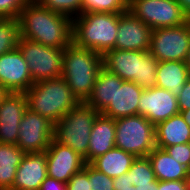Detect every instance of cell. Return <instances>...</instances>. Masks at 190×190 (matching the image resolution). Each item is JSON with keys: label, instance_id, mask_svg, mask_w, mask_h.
<instances>
[{"label": "cell", "instance_id": "cell-41", "mask_svg": "<svg viewBox=\"0 0 190 190\" xmlns=\"http://www.w3.org/2000/svg\"><path fill=\"white\" fill-rule=\"evenodd\" d=\"M185 63H186V66L188 67V70L190 73V48H189L188 55H187V58L185 60Z\"/></svg>", "mask_w": 190, "mask_h": 190}, {"label": "cell", "instance_id": "cell-18", "mask_svg": "<svg viewBox=\"0 0 190 190\" xmlns=\"http://www.w3.org/2000/svg\"><path fill=\"white\" fill-rule=\"evenodd\" d=\"M143 90L135 82L123 81L116 75L114 100L101 114L113 119L138 115V102Z\"/></svg>", "mask_w": 190, "mask_h": 190}, {"label": "cell", "instance_id": "cell-23", "mask_svg": "<svg viewBox=\"0 0 190 190\" xmlns=\"http://www.w3.org/2000/svg\"><path fill=\"white\" fill-rule=\"evenodd\" d=\"M137 157L122 149L113 147L111 150L95 158L90 164L110 178H116L129 171Z\"/></svg>", "mask_w": 190, "mask_h": 190}, {"label": "cell", "instance_id": "cell-22", "mask_svg": "<svg viewBox=\"0 0 190 190\" xmlns=\"http://www.w3.org/2000/svg\"><path fill=\"white\" fill-rule=\"evenodd\" d=\"M147 157L158 181L188 180L190 171L165 149L155 147Z\"/></svg>", "mask_w": 190, "mask_h": 190}, {"label": "cell", "instance_id": "cell-14", "mask_svg": "<svg viewBox=\"0 0 190 190\" xmlns=\"http://www.w3.org/2000/svg\"><path fill=\"white\" fill-rule=\"evenodd\" d=\"M34 84L19 48L0 55V87L6 92H26Z\"/></svg>", "mask_w": 190, "mask_h": 190}, {"label": "cell", "instance_id": "cell-21", "mask_svg": "<svg viewBox=\"0 0 190 190\" xmlns=\"http://www.w3.org/2000/svg\"><path fill=\"white\" fill-rule=\"evenodd\" d=\"M189 78L190 73L185 62H158L156 71V87L168 90L177 97Z\"/></svg>", "mask_w": 190, "mask_h": 190}, {"label": "cell", "instance_id": "cell-7", "mask_svg": "<svg viewBox=\"0 0 190 190\" xmlns=\"http://www.w3.org/2000/svg\"><path fill=\"white\" fill-rule=\"evenodd\" d=\"M115 147L136 157H147L156 147L155 125L141 115L115 119Z\"/></svg>", "mask_w": 190, "mask_h": 190}, {"label": "cell", "instance_id": "cell-12", "mask_svg": "<svg viewBox=\"0 0 190 190\" xmlns=\"http://www.w3.org/2000/svg\"><path fill=\"white\" fill-rule=\"evenodd\" d=\"M46 162L48 177L65 184L86 165L84 157L55 139L46 150Z\"/></svg>", "mask_w": 190, "mask_h": 190}, {"label": "cell", "instance_id": "cell-42", "mask_svg": "<svg viewBox=\"0 0 190 190\" xmlns=\"http://www.w3.org/2000/svg\"><path fill=\"white\" fill-rule=\"evenodd\" d=\"M5 94H6V91L0 87V101L2 100Z\"/></svg>", "mask_w": 190, "mask_h": 190}, {"label": "cell", "instance_id": "cell-10", "mask_svg": "<svg viewBox=\"0 0 190 190\" xmlns=\"http://www.w3.org/2000/svg\"><path fill=\"white\" fill-rule=\"evenodd\" d=\"M190 48V19L182 25L153 29L149 52L158 62H185Z\"/></svg>", "mask_w": 190, "mask_h": 190}, {"label": "cell", "instance_id": "cell-8", "mask_svg": "<svg viewBox=\"0 0 190 190\" xmlns=\"http://www.w3.org/2000/svg\"><path fill=\"white\" fill-rule=\"evenodd\" d=\"M18 48L28 64L33 83L61 77L64 48L48 47L21 37Z\"/></svg>", "mask_w": 190, "mask_h": 190}, {"label": "cell", "instance_id": "cell-9", "mask_svg": "<svg viewBox=\"0 0 190 190\" xmlns=\"http://www.w3.org/2000/svg\"><path fill=\"white\" fill-rule=\"evenodd\" d=\"M128 10L152 29L175 27L189 20L176 0H129Z\"/></svg>", "mask_w": 190, "mask_h": 190}, {"label": "cell", "instance_id": "cell-40", "mask_svg": "<svg viewBox=\"0 0 190 190\" xmlns=\"http://www.w3.org/2000/svg\"><path fill=\"white\" fill-rule=\"evenodd\" d=\"M190 127V109L179 112Z\"/></svg>", "mask_w": 190, "mask_h": 190}, {"label": "cell", "instance_id": "cell-38", "mask_svg": "<svg viewBox=\"0 0 190 190\" xmlns=\"http://www.w3.org/2000/svg\"><path fill=\"white\" fill-rule=\"evenodd\" d=\"M158 188V180L154 182H149V184L138 185L134 187V190H157Z\"/></svg>", "mask_w": 190, "mask_h": 190}, {"label": "cell", "instance_id": "cell-25", "mask_svg": "<svg viewBox=\"0 0 190 190\" xmlns=\"http://www.w3.org/2000/svg\"><path fill=\"white\" fill-rule=\"evenodd\" d=\"M25 153L14 144L0 143V190H10Z\"/></svg>", "mask_w": 190, "mask_h": 190}, {"label": "cell", "instance_id": "cell-20", "mask_svg": "<svg viewBox=\"0 0 190 190\" xmlns=\"http://www.w3.org/2000/svg\"><path fill=\"white\" fill-rule=\"evenodd\" d=\"M155 142L161 149L190 143V127L180 113L155 125Z\"/></svg>", "mask_w": 190, "mask_h": 190}, {"label": "cell", "instance_id": "cell-6", "mask_svg": "<svg viewBox=\"0 0 190 190\" xmlns=\"http://www.w3.org/2000/svg\"><path fill=\"white\" fill-rule=\"evenodd\" d=\"M99 112L85 102H79L54 124V139L69 146L88 163V145L93 122Z\"/></svg>", "mask_w": 190, "mask_h": 190}, {"label": "cell", "instance_id": "cell-2", "mask_svg": "<svg viewBox=\"0 0 190 190\" xmlns=\"http://www.w3.org/2000/svg\"><path fill=\"white\" fill-rule=\"evenodd\" d=\"M103 67L102 55L73 42L64 48L62 78L79 102L91 95L99 70Z\"/></svg>", "mask_w": 190, "mask_h": 190}, {"label": "cell", "instance_id": "cell-26", "mask_svg": "<svg viewBox=\"0 0 190 190\" xmlns=\"http://www.w3.org/2000/svg\"><path fill=\"white\" fill-rule=\"evenodd\" d=\"M20 37L18 18H0V55L18 48Z\"/></svg>", "mask_w": 190, "mask_h": 190}, {"label": "cell", "instance_id": "cell-33", "mask_svg": "<svg viewBox=\"0 0 190 190\" xmlns=\"http://www.w3.org/2000/svg\"><path fill=\"white\" fill-rule=\"evenodd\" d=\"M67 190H91L90 180L88 177V163L85 167L75 173L66 183Z\"/></svg>", "mask_w": 190, "mask_h": 190}, {"label": "cell", "instance_id": "cell-19", "mask_svg": "<svg viewBox=\"0 0 190 190\" xmlns=\"http://www.w3.org/2000/svg\"><path fill=\"white\" fill-rule=\"evenodd\" d=\"M115 119L101 113L95 118L88 145V163L115 147Z\"/></svg>", "mask_w": 190, "mask_h": 190}, {"label": "cell", "instance_id": "cell-4", "mask_svg": "<svg viewBox=\"0 0 190 190\" xmlns=\"http://www.w3.org/2000/svg\"><path fill=\"white\" fill-rule=\"evenodd\" d=\"M25 94L27 107L54 124L79 103L62 76L36 82Z\"/></svg>", "mask_w": 190, "mask_h": 190}, {"label": "cell", "instance_id": "cell-27", "mask_svg": "<svg viewBox=\"0 0 190 190\" xmlns=\"http://www.w3.org/2000/svg\"><path fill=\"white\" fill-rule=\"evenodd\" d=\"M130 180L134 187L156 181L152 164L148 157H137L129 169Z\"/></svg>", "mask_w": 190, "mask_h": 190}, {"label": "cell", "instance_id": "cell-30", "mask_svg": "<svg viewBox=\"0 0 190 190\" xmlns=\"http://www.w3.org/2000/svg\"><path fill=\"white\" fill-rule=\"evenodd\" d=\"M88 177L91 190H115L113 178L98 171L90 163H88Z\"/></svg>", "mask_w": 190, "mask_h": 190}, {"label": "cell", "instance_id": "cell-39", "mask_svg": "<svg viewBox=\"0 0 190 190\" xmlns=\"http://www.w3.org/2000/svg\"><path fill=\"white\" fill-rule=\"evenodd\" d=\"M179 5L181 6V9L183 12L188 16L190 19V0H176Z\"/></svg>", "mask_w": 190, "mask_h": 190}, {"label": "cell", "instance_id": "cell-1", "mask_svg": "<svg viewBox=\"0 0 190 190\" xmlns=\"http://www.w3.org/2000/svg\"><path fill=\"white\" fill-rule=\"evenodd\" d=\"M21 38L48 47L66 48L72 43L73 20L29 0L19 17Z\"/></svg>", "mask_w": 190, "mask_h": 190}, {"label": "cell", "instance_id": "cell-31", "mask_svg": "<svg viewBox=\"0 0 190 190\" xmlns=\"http://www.w3.org/2000/svg\"><path fill=\"white\" fill-rule=\"evenodd\" d=\"M29 0H0V18H18Z\"/></svg>", "mask_w": 190, "mask_h": 190}, {"label": "cell", "instance_id": "cell-37", "mask_svg": "<svg viewBox=\"0 0 190 190\" xmlns=\"http://www.w3.org/2000/svg\"><path fill=\"white\" fill-rule=\"evenodd\" d=\"M39 190H67V187L65 183L47 176Z\"/></svg>", "mask_w": 190, "mask_h": 190}, {"label": "cell", "instance_id": "cell-3", "mask_svg": "<svg viewBox=\"0 0 190 190\" xmlns=\"http://www.w3.org/2000/svg\"><path fill=\"white\" fill-rule=\"evenodd\" d=\"M120 13L87 12L73 19L72 42L103 55L115 47Z\"/></svg>", "mask_w": 190, "mask_h": 190}, {"label": "cell", "instance_id": "cell-32", "mask_svg": "<svg viewBox=\"0 0 190 190\" xmlns=\"http://www.w3.org/2000/svg\"><path fill=\"white\" fill-rule=\"evenodd\" d=\"M165 150L190 171V143L168 146Z\"/></svg>", "mask_w": 190, "mask_h": 190}, {"label": "cell", "instance_id": "cell-36", "mask_svg": "<svg viewBox=\"0 0 190 190\" xmlns=\"http://www.w3.org/2000/svg\"><path fill=\"white\" fill-rule=\"evenodd\" d=\"M115 190H134V186L130 180V171L113 179Z\"/></svg>", "mask_w": 190, "mask_h": 190}, {"label": "cell", "instance_id": "cell-28", "mask_svg": "<svg viewBox=\"0 0 190 190\" xmlns=\"http://www.w3.org/2000/svg\"><path fill=\"white\" fill-rule=\"evenodd\" d=\"M42 7L66 15L72 20L82 14L83 0H36Z\"/></svg>", "mask_w": 190, "mask_h": 190}, {"label": "cell", "instance_id": "cell-35", "mask_svg": "<svg viewBox=\"0 0 190 190\" xmlns=\"http://www.w3.org/2000/svg\"><path fill=\"white\" fill-rule=\"evenodd\" d=\"M187 180L158 181L157 190H187Z\"/></svg>", "mask_w": 190, "mask_h": 190}, {"label": "cell", "instance_id": "cell-13", "mask_svg": "<svg viewBox=\"0 0 190 190\" xmlns=\"http://www.w3.org/2000/svg\"><path fill=\"white\" fill-rule=\"evenodd\" d=\"M179 112L177 97L156 86L144 89L138 102V115L144 116L154 125Z\"/></svg>", "mask_w": 190, "mask_h": 190}, {"label": "cell", "instance_id": "cell-29", "mask_svg": "<svg viewBox=\"0 0 190 190\" xmlns=\"http://www.w3.org/2000/svg\"><path fill=\"white\" fill-rule=\"evenodd\" d=\"M129 0H83L82 13H123L128 10Z\"/></svg>", "mask_w": 190, "mask_h": 190}, {"label": "cell", "instance_id": "cell-43", "mask_svg": "<svg viewBox=\"0 0 190 190\" xmlns=\"http://www.w3.org/2000/svg\"><path fill=\"white\" fill-rule=\"evenodd\" d=\"M188 188H187V190H190V173H189V177H188Z\"/></svg>", "mask_w": 190, "mask_h": 190}, {"label": "cell", "instance_id": "cell-24", "mask_svg": "<svg viewBox=\"0 0 190 190\" xmlns=\"http://www.w3.org/2000/svg\"><path fill=\"white\" fill-rule=\"evenodd\" d=\"M116 94V74L102 67L99 70L91 95L85 103L102 113L114 100Z\"/></svg>", "mask_w": 190, "mask_h": 190}, {"label": "cell", "instance_id": "cell-5", "mask_svg": "<svg viewBox=\"0 0 190 190\" xmlns=\"http://www.w3.org/2000/svg\"><path fill=\"white\" fill-rule=\"evenodd\" d=\"M102 65L123 81L143 89L156 86L157 59L149 51L112 49L102 55Z\"/></svg>", "mask_w": 190, "mask_h": 190}, {"label": "cell", "instance_id": "cell-17", "mask_svg": "<svg viewBox=\"0 0 190 190\" xmlns=\"http://www.w3.org/2000/svg\"><path fill=\"white\" fill-rule=\"evenodd\" d=\"M47 176L46 151L26 153L17 168L10 190H39Z\"/></svg>", "mask_w": 190, "mask_h": 190}, {"label": "cell", "instance_id": "cell-34", "mask_svg": "<svg viewBox=\"0 0 190 190\" xmlns=\"http://www.w3.org/2000/svg\"><path fill=\"white\" fill-rule=\"evenodd\" d=\"M180 111L190 109V78L186 81L180 94L177 96Z\"/></svg>", "mask_w": 190, "mask_h": 190}, {"label": "cell", "instance_id": "cell-15", "mask_svg": "<svg viewBox=\"0 0 190 190\" xmlns=\"http://www.w3.org/2000/svg\"><path fill=\"white\" fill-rule=\"evenodd\" d=\"M27 108L24 92H6L0 101V143L16 145L19 125Z\"/></svg>", "mask_w": 190, "mask_h": 190}, {"label": "cell", "instance_id": "cell-16", "mask_svg": "<svg viewBox=\"0 0 190 190\" xmlns=\"http://www.w3.org/2000/svg\"><path fill=\"white\" fill-rule=\"evenodd\" d=\"M152 31L129 10L120 13L114 49L149 51Z\"/></svg>", "mask_w": 190, "mask_h": 190}, {"label": "cell", "instance_id": "cell-11", "mask_svg": "<svg viewBox=\"0 0 190 190\" xmlns=\"http://www.w3.org/2000/svg\"><path fill=\"white\" fill-rule=\"evenodd\" d=\"M54 139V123L27 108L19 125L16 145L26 153L45 152Z\"/></svg>", "mask_w": 190, "mask_h": 190}]
</instances>
